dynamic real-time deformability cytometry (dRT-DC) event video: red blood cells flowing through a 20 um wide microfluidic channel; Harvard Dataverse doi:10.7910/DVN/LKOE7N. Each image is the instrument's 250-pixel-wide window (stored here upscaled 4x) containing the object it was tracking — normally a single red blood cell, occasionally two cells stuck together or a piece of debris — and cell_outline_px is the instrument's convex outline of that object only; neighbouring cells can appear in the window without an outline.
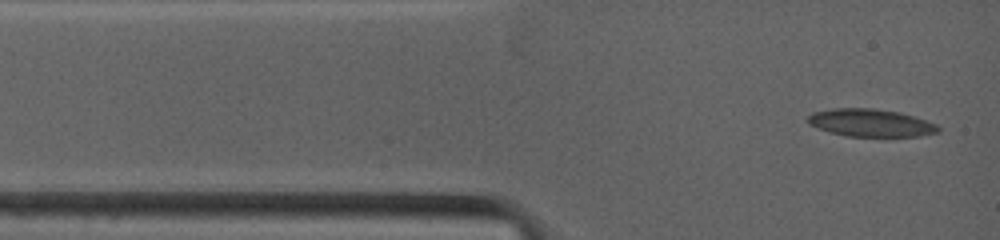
{"species": "common noctule bat (a hibernating species)", "species_latin": "Nyctalus noctula", "temperature_condition": "warm", "stored_images_in_passage": 13, "camera_frame_rate_fps": 4500, "um_per_image_px": 0.085, "animal": {"sex": "female", "body_mass_g": 19.0, "forearm_length_mm": 53.3}, "frame": {"image": 1, "passage_image": 1, "time_ms": 0.0, "image_size_px": [1000, 240], "cell_outline_px": [[940, 132], [920, 136], [848, 136], [828, 132], [808, 124], [808, 116], [812, 112], [836, 108], [872, 108], [900, 112], [936, 124], [940, 128]], "centroid_in_image_um": [73.99, 10.44], "position_along_channel_um": 11.0, "area_um2": 20.92}}
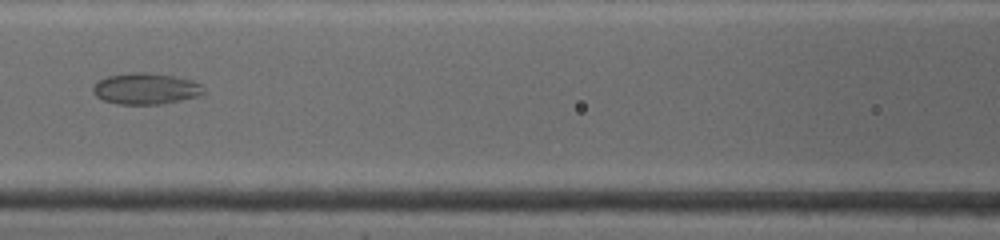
{"frame": {"image": 2, "passage_image": 10, "time_ms": 4.444, "image_size_px": [1000, 240], "cell_outline_px": [[204, 92], [196, 96], [164, 104], [120, 104], [104, 100], [96, 96], [92, 92], [92, 88], [100, 80], [108, 76], [128, 72], [144, 72], [176, 76], [192, 80], [200, 84], [204, 88]], "centroid_in_image_um": [12.39, 7.53], "position_along_channel_um": 154.2, "area_um2": 20.06}}
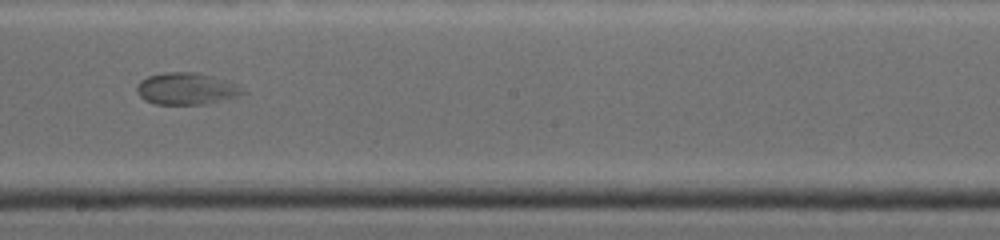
{"frame": {"image": 3, "passage_image": 12, "time_ms": 6.444, "image_size_px": [1000, 240], "cell_outline_px": [[248, 92], [236, 96], [204, 104], [156, 104], [144, 100], [136, 92], [136, 84], [140, 80], [148, 76], [164, 72], [196, 72], [228, 80], [236, 84]], "centroid_in_image_um": [15.81, 7.53], "position_along_channel_um": 232.4, "area_um2": 19.71}}